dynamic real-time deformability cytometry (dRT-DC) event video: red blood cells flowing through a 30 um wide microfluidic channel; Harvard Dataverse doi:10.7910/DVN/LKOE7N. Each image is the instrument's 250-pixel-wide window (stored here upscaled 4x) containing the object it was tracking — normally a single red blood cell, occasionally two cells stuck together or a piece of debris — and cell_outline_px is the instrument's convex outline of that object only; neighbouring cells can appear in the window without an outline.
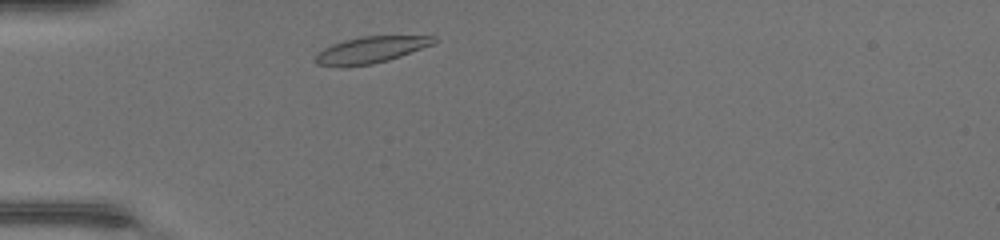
{"species": "common noctule bat (a hibernating species)", "species_latin": "Nyctalus noctula", "temperature_condition": "warm", "stored_images_in_passage": 30, "camera_frame_rate_fps": 3000, "um_per_image_px": 0.085, "animal": {"sex": "female", "body_mass_g": 17.0, "forearm_length_mm": 48.0}, "frame": {"image": 1, "passage_image": 2, "time_ms": 0.333, "image_size_px": [1000, 240], "cell_outline_px": [[440, 40], [432, 44], [400, 56], [388, 60], [372, 64], [316, 64], [316, 56], [324, 48], [332, 44], [344, 40], [360, 36], [436, 36]], "centroid_in_image_um": [31.61, 4.18], "position_along_channel_um": 53.4, "area_um2": 17.51}}
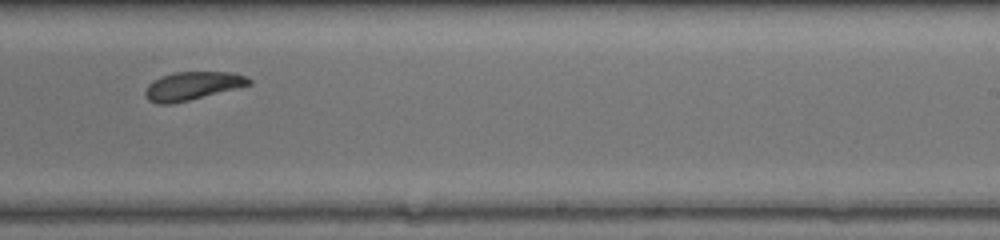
{"frame": {"image": 2, "passage_image": 18, "time_ms": 5.667, "image_size_px": [1000, 240], "cell_outline_px": [[252, 84], [172, 104], [156, 104], [148, 100], [144, 92], [148, 84], [152, 80], [160, 76], [176, 72], [232, 72], [244, 76], [252, 80]], "centroid_in_image_um": [16.31, 7.3], "position_along_channel_um": 272.7, "area_um2": 16.99}}
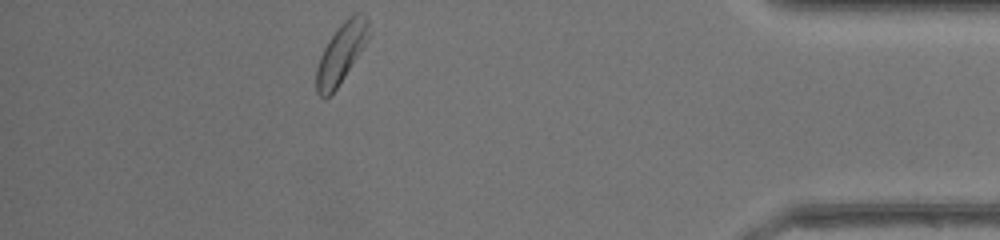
{"frame": {"image": 3, "passage_image": 30, "time_ms": 9.667, "image_size_px": [1000, 240], "cell_outline_px": [[372, 32], [368, 40], [336, 88], [324, 100], [316, 92], [316, 68], [320, 56], [328, 40], [340, 24], [352, 12], [364, 12], [368, 20]], "centroid_in_image_um": [29.02, 4.45], "position_along_channel_um": 406.2, "area_um2": 18.38}, "authors_computed_cell_mechanics": {"area_um2": 17.5712, "velocity_mm_per_s": 4.3968, "shape_relaxation_time_tau1_ms": 1.9744, "shape_relaxation_time_tau2_ms": 4.4751, "deformation_change_tau1": 0.0998, "deformation_change_tau2": 0.0978}}